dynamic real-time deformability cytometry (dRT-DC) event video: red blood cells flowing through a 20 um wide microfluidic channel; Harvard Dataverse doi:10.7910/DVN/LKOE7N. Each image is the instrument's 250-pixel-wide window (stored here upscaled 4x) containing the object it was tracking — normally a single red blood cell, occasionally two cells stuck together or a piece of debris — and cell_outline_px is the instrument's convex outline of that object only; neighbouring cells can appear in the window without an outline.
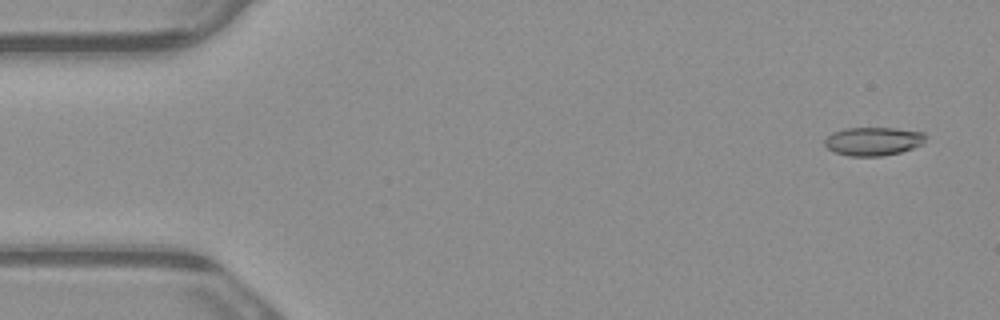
{"species": "common noctule bat (a hibernating species)", "species_latin": "Nyctalus noctula", "temperature_condition": "warm", "stored_images_in_passage": 4, "camera_frame_rate_fps": 3000, "um_per_image_px": 0.085, "animal": {"sex": "male", "body_mass_g": 23.1, "forearm_length_mm": 52.7}, "frame": {"image": 1, "passage_image": 1, "time_ms": 0.0, "image_size_px": [1000, 320], "cell_outline_px": [[924, 144], [900, 152], [880, 156], [848, 156], [836, 152], [828, 148], [824, 144], [824, 140], [832, 132], [848, 128], [896, 128], [924, 132]], "centroid_in_image_um": [74.22, 12.0], "position_along_channel_um": 10.8, "area_um2": 16.65}}
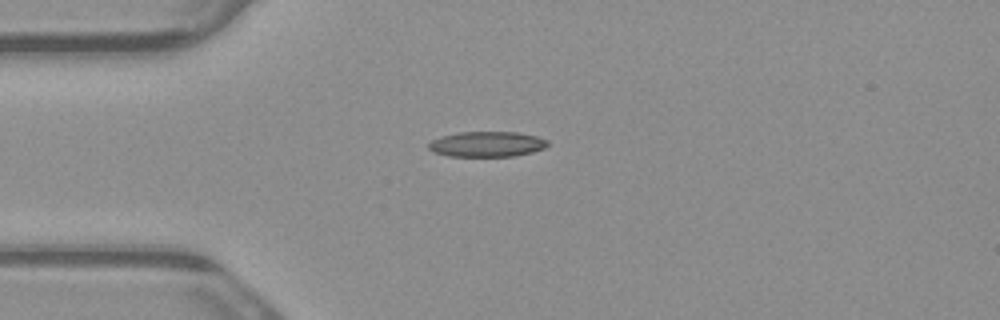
{"frame": {"image": 2, "passage_image": 4, "time_ms": 1.0, "image_size_px": [1000, 320], "cell_outline_px": [[548, 144], [544, 148], [532, 152], [516, 156], [448, 156], [432, 152], [428, 148], [428, 144], [432, 140], [444, 136], [460, 132], [516, 132], [536, 136], [548, 140]], "centroid_in_image_um": [41.39, 12.26], "position_along_channel_um": 43.6, "area_um2": 17.51}}